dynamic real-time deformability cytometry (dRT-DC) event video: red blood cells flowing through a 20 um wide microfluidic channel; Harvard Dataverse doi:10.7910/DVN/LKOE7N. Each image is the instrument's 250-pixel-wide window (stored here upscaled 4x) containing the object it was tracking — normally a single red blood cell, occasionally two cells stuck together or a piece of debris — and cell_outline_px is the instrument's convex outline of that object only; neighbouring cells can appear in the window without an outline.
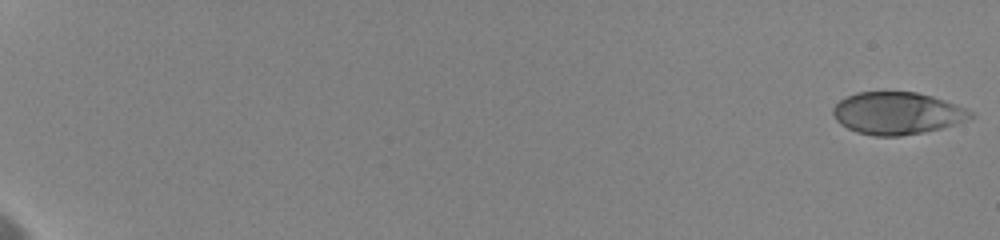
{"species": "human", "species_latin": "Homo sapiens", "temperature_condition": "cold", "stored_images_in_passage": 54, "camera_frame_rate_fps": 3000, "um_per_image_px": 0.085, "donor": {"sex": "female"}, "frame": {"image": 1, "passage_image": 1, "time_ms": 0.0, "image_size_px": [1000, 240], "cell_outline_px": [[976, 116], [940, 128], [924, 132], [900, 136], [876, 136], [856, 132], [840, 124], [836, 120], [832, 112], [832, 108], [840, 100], [856, 92], [916, 92], [932, 96], [964, 108], [972, 112]], "centroid_in_image_um": [76.21, 9.63], "position_along_channel_um": 8.8, "area_um2": 33.52}}
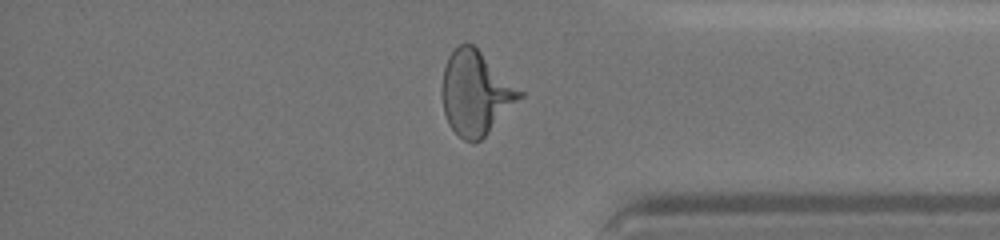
{"frame": {"image": 2, "passage_image": 47, "time_ms": 17.0, "image_size_px": [1000, 240], "cell_outline_px": [[524, 96], [480, 140], [464, 140], [448, 124], [444, 112], [440, 88], [444, 68], [448, 56], [460, 44], [472, 44], [524, 92]], "centroid_in_image_um": [40.42, 7.9], "position_along_channel_um": 394.8, "area_um2": 37.51}}
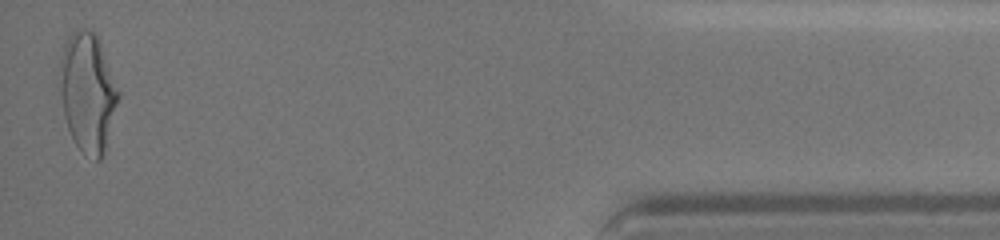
{"frame": {"image": 3, "passage_image": 54, "time_ms": 19.333, "image_size_px": [1000, 240], "cell_outline_px": [[120, 96], [104, 152], [100, 160], [96, 160], [80, 148], [76, 144], [68, 128], [64, 116], [60, 56], [64, 44], [72, 32], [76, 28], [88, 28], [96, 36], [120, 92]], "centroid_in_image_um": [7.47, 7.82], "position_along_channel_um": 427.7, "area_um2": 39.48}, "authors_computed_cell_mechanics": {"area_um2": 35.7204, "velocity_mm_per_s": 3.6021, "shape_relaxation_time_tau1_ms": 6.3301, "shape_relaxation_time_tau2_ms": null, "deformation_change_tau1": 0.1976, "deformation_change_tau2": null}}